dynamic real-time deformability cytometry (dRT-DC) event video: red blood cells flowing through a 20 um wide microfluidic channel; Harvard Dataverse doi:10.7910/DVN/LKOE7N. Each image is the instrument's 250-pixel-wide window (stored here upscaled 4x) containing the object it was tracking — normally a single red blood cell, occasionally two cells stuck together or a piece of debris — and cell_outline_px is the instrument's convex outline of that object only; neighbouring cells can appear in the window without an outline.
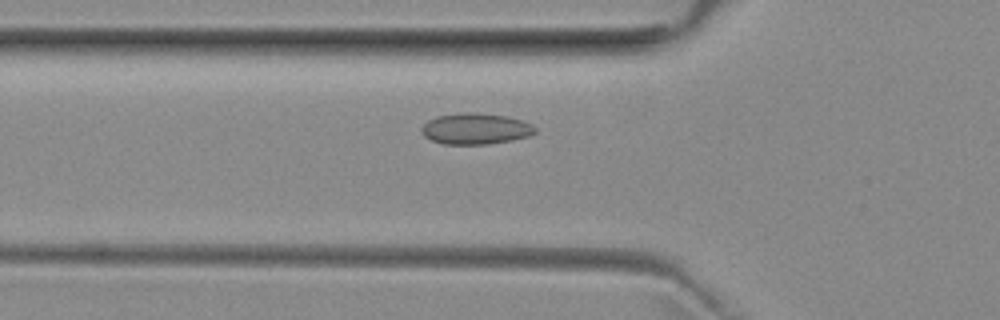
{"species": "common noctule bat (a hibernating species)", "species_latin": "Nyctalus noctula", "temperature_condition": "room temperature", "stored_images_in_passage": 39, "camera_frame_rate_fps": 3000, "um_per_image_px": 0.085, "animal": {"sex": "female", "body_mass_g": 29.2, "forearm_length_mm": 56.3}, "frame": {"image": 1, "passage_image": 5, "time_ms": 1.333, "image_size_px": [1000, 320], "cell_outline_px": [[536, 132], [528, 136], [512, 140], [488, 144], [444, 144], [432, 140], [424, 136], [420, 128], [428, 120], [436, 116], [460, 112], [476, 112], [508, 116], [532, 124], [536, 128]], "centroid_in_image_um": [40.41, 10.93], "position_along_channel_um": 85.4, "area_um2": 20.69}}
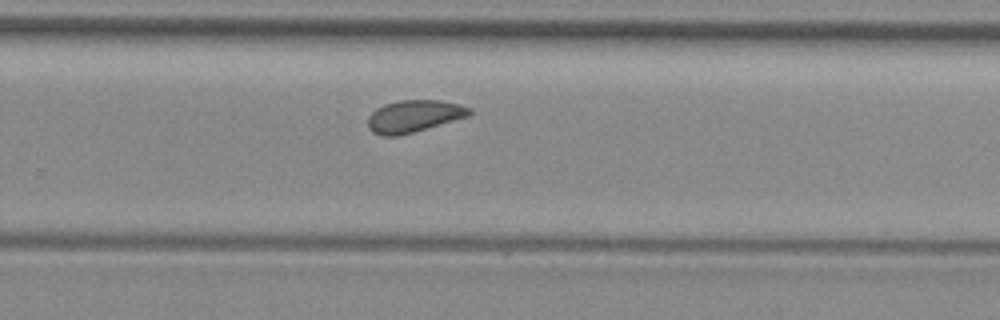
{"frame": {"image": 2, "passage_image": 21, "time_ms": 6.667, "image_size_px": [1000, 320], "cell_outline_px": [[472, 112], [468, 116], [412, 132], [396, 136], [380, 136], [372, 132], [368, 128], [368, 116], [376, 108], [384, 104], [400, 100], [440, 100], [460, 104], [472, 108]], "centroid_in_image_um": [35.16, 9.86], "position_along_channel_um": 294.6, "area_um2": 18.96}}
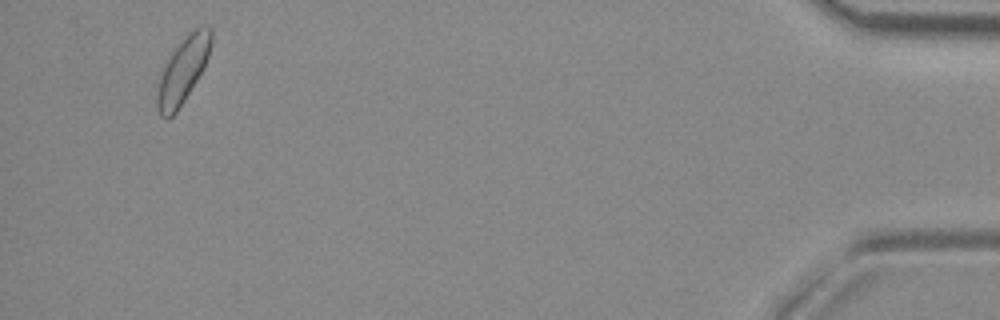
{"frame": {"image": 3, "passage_image": 37, "time_ms": 12.0, "image_size_px": [1000, 320], "cell_outline_px": [[212, 40], [208, 56], [204, 68], [184, 100], [176, 112], [172, 116], [160, 116], [156, 108], [156, 88], [160, 72], [172, 52], [188, 32], [192, 28], [200, 24], [212, 28]], "centroid_in_image_um": [15.53, 5.93], "position_along_channel_um": 419.7, "area_um2": 20.87}, "authors_computed_cell_mechanics": {"area_um2": 19.1318, "velocity_mm_per_s": 3.9263, "shape_relaxation_time_tau1_ms": 10.6329, "shape_relaxation_time_tau2_ms": 4.2741, "deformation_change_tau1": 0.0958, "deformation_change_tau2": 0.0688}}